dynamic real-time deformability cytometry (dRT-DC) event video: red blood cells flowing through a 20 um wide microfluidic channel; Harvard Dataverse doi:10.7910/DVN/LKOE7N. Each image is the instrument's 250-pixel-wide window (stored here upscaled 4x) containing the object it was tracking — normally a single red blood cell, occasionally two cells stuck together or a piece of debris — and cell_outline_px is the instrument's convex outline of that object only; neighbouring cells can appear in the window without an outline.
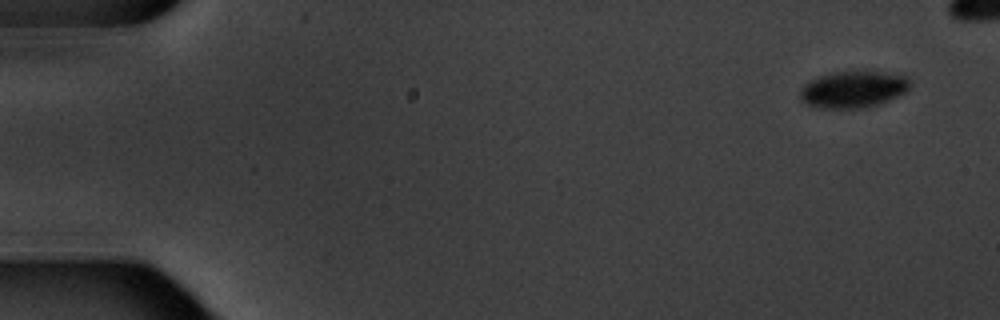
{"species": "common noctule bat (a hibernating species)", "species_latin": "Nyctalus noctula", "temperature_condition": "warm", "stored_images_in_passage": 4, "camera_frame_rate_fps": 3000, "um_per_image_px": 0.085, "animal": {"sex": "male", "body_mass_g": 20.1, "forearm_length_mm": 53.5}, "frame": {"image": 1, "passage_image": 1, "time_ms": 0.0, "image_size_px": [1000, 320], "cell_outline_px": [[912, 84], [908, 92], [880, 104], [868, 108], [820, 108], [808, 104], [800, 100], [800, 88], [804, 84], [820, 76], [836, 72], [880, 72], [908, 76]], "centroid_in_image_um": [72.58, 7.61], "position_along_channel_um": 12.4, "area_um2": 23.64}}